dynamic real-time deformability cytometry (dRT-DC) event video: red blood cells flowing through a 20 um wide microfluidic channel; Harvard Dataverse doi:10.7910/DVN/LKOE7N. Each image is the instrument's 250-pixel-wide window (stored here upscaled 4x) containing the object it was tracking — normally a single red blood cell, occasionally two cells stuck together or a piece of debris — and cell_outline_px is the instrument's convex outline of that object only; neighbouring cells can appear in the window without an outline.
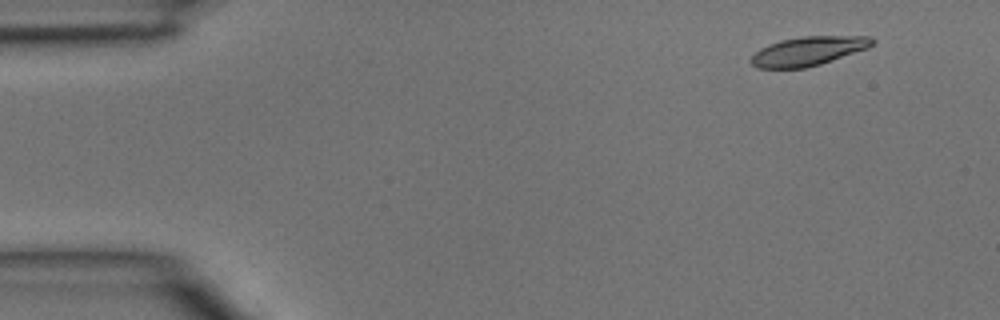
{"species": "common noctule bat (a hibernating species)", "species_latin": "Nyctalus noctula", "temperature_condition": "room temperature", "stored_images_in_passage": 4, "camera_frame_rate_fps": 3000, "um_per_image_px": 0.085, "animal": {"sex": "male", "body_mass_g": 15.6}, "frame": {"image": 1, "passage_image": 1, "time_ms": 0.0, "image_size_px": [1000, 320], "cell_outline_px": [[876, 40], [868, 48], [820, 64], [804, 68], [756, 68], [748, 60], [760, 48], [768, 44], [780, 40], [800, 36], [872, 36]], "centroid_in_image_um": [68.68, 4.33], "position_along_channel_um": 16.3, "area_um2": 20.58}}
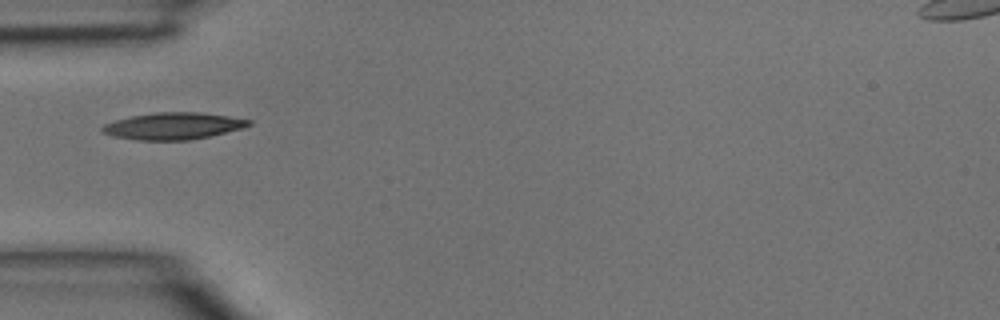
{"frame": {"image": 2, "passage_image": 4, "time_ms": 1.0, "image_size_px": [1000, 320], "cell_outline_px": [[252, 124], [244, 128], [208, 136], [188, 140], [136, 140], [112, 136], [100, 132], [100, 128], [104, 124], [116, 120], [132, 116], [156, 112], [200, 112], [228, 116], [252, 120]], "centroid_in_image_um": [14.71, 10.71], "position_along_channel_um": 70.3, "area_um2": 22.95}}